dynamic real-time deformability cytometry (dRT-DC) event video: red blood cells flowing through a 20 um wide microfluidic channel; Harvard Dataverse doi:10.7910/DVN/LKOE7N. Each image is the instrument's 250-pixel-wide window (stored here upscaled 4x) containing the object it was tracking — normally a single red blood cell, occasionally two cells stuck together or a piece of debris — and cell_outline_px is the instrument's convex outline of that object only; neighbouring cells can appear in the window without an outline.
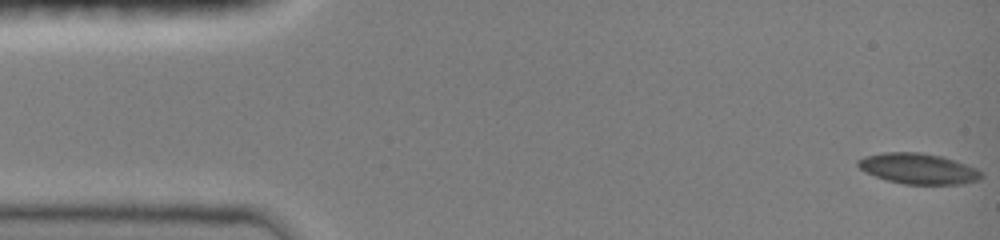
{"species": "common noctule bat (a hibernating species)", "species_latin": "Nyctalus noctula", "temperature_condition": "room temperature", "stored_images_in_passage": 19, "camera_frame_rate_fps": 3000, "um_per_image_px": 0.085, "animal": {"sex": "female", "body_mass_g": 19.0, "forearm_length_mm": 51.5}, "frame": {"image": 1, "passage_image": 1, "time_ms": 0.0, "image_size_px": [1000, 240], "cell_outline_px": [[984, 176], [980, 180], [964, 184], [904, 184], [888, 180], [876, 176], [860, 168], [856, 164], [856, 160], [864, 156], [884, 152], [920, 152], [940, 156], [976, 168], [984, 172]], "centroid_in_image_um": [78.08, 14.34], "position_along_channel_um": 6.9, "area_um2": 21.96}}
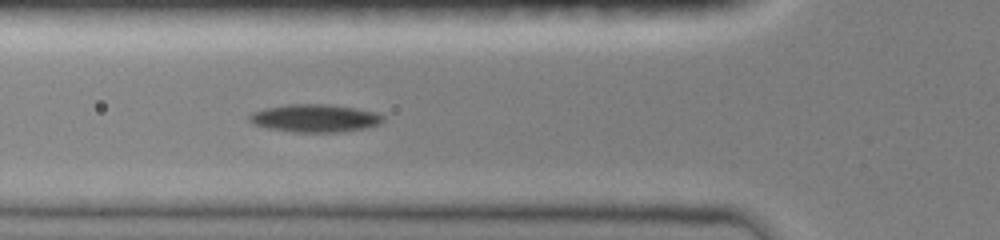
{"frame": {"image": 2, "passage_image": 14, "time_ms": 5.333, "image_size_px": [1000, 240], "cell_outline_px": [[384, 120], [380, 124], [348, 132], [296, 132], [268, 128], [252, 124], [248, 120], [248, 116], [252, 112], [264, 108], [288, 104], [328, 104], [356, 108], [376, 112], [384, 116]], "centroid_in_image_um": [26.77, 10.05], "position_along_channel_um": 99.0, "area_um2": 21.91}}
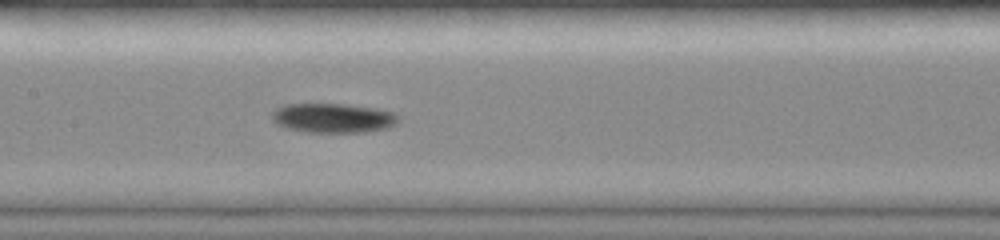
{"frame": {"image": 3, "passage_image": 19, "time_ms": 7.333, "image_size_px": [1000, 240], "cell_outline_px": [[400, 120], [396, 124], [388, 128], [364, 132], [304, 132], [284, 128], [272, 120], [272, 112], [276, 108], [284, 104], [344, 104], [380, 108], [396, 112], [400, 116]], "centroid_in_image_um": [28.36, 10.03], "position_along_channel_um": 179.0, "area_um2": 22.14}}